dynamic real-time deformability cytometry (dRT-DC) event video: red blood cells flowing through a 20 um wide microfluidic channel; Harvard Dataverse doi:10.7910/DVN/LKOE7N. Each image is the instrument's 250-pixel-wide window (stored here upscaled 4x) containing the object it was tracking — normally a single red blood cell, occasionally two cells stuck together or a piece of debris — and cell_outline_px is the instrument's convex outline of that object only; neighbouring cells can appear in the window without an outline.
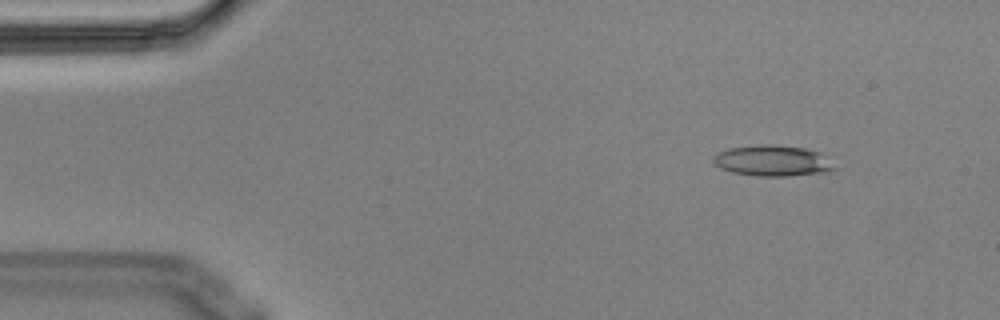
{"species": "Egyptian fruit bat (a non-hibernating species)", "species_latin": "Rousettus aegyptiacus", "temperature_condition": "cold", "stored_images_in_passage": 6, "segment_of_instrument_passage": [2, 2], "camera_frame_rate_fps": 3000, "um_per_image_px": 0.085, "animal": {"sex": "male"}, "frame": {"image": 1, "passage_image": 6, "time_ms": 1.667, "image_size_px": [1000, 320], "cell_outline_px": [[840, 168], [832, 172], [788, 176], [756, 176], [732, 172], [720, 168], [712, 160], [712, 156], [716, 152], [728, 148], [760, 144], [772, 144], [804, 148], [820, 152]], "centroid_in_image_um": [65.71, 13.66], "position_along_channel_um": 19.3, "area_um2": 22.31}}